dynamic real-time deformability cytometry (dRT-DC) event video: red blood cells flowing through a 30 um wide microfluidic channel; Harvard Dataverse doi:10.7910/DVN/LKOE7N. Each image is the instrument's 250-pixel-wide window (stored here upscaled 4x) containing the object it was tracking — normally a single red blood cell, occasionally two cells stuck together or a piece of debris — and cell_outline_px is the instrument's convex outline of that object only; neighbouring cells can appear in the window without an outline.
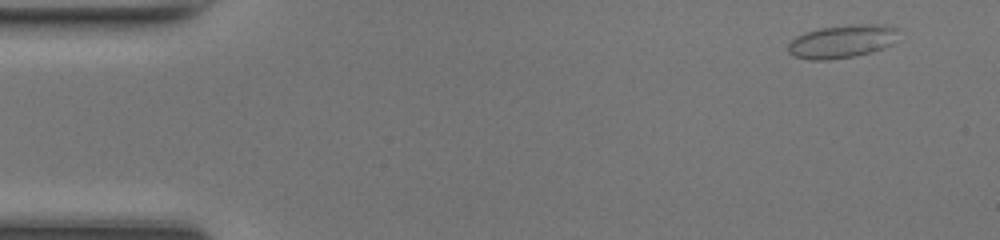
{"species": "common noctule bat (a hibernating species)", "species_latin": "Nyctalus noctula", "temperature_condition": "room temperature", "stored_images_in_passage": 46, "camera_frame_rate_fps": 3000, "um_per_image_px": 0.085, "animal": {"sex": "female", "body_mass_g": 17.0, "forearm_length_mm": 48.0}, "frame": {"image": 1, "passage_image": 2, "time_ms": 0.333, "image_size_px": [1000, 240], "cell_outline_px": [[900, 28], [892, 44], [884, 48], [872, 52], [856, 56], [828, 60], [808, 60], [792, 56], [788, 52], [788, 44], [796, 36], [804, 32], [820, 28], [848, 24], [884, 24]], "centroid_in_image_um": [71.57, 3.52], "position_along_channel_um": 13.4, "area_um2": 21.73}}
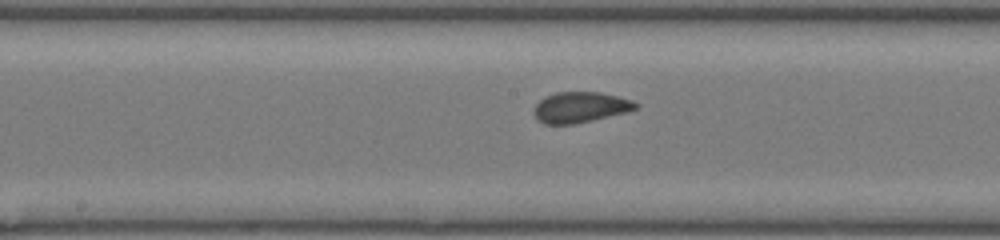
{"frame": {"image": 2, "passage_image": 23, "time_ms": 7.333, "image_size_px": [1000, 240], "cell_outline_px": [[640, 104], [636, 108], [624, 112], [592, 120], [572, 124], [544, 124], [532, 112], [536, 104], [540, 100], [556, 92], [600, 92], [632, 100]], "centroid_in_image_um": [49.31, 9.11], "position_along_channel_um": 198.9, "area_um2": 17.86}}
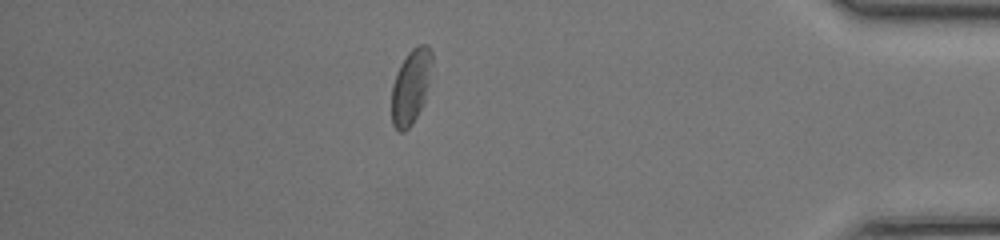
{"frame": {"image": 3, "passage_image": 40, "time_ms": 13.0, "image_size_px": [1000, 240], "cell_outline_px": [[432, 64], [428, 84], [424, 100], [412, 124], [404, 132], [400, 132], [392, 124], [392, 84], [396, 72], [400, 64], [408, 52], [412, 48], [420, 44], [428, 44], [432, 52]], "centroid_in_image_um": [34.91, 7.32], "position_along_channel_um": 400.3, "area_um2": 17.51}, "authors_computed_cell_mechanics": {"area_um2": 18.3515, "velocity_mm_per_s": 4.3266, "shape_relaxation_time_tau1_ms": 2.7612, "shape_relaxation_time_tau2_ms": null, "deformation_change_tau1": 0.0724, "deformation_change_tau2": null}}